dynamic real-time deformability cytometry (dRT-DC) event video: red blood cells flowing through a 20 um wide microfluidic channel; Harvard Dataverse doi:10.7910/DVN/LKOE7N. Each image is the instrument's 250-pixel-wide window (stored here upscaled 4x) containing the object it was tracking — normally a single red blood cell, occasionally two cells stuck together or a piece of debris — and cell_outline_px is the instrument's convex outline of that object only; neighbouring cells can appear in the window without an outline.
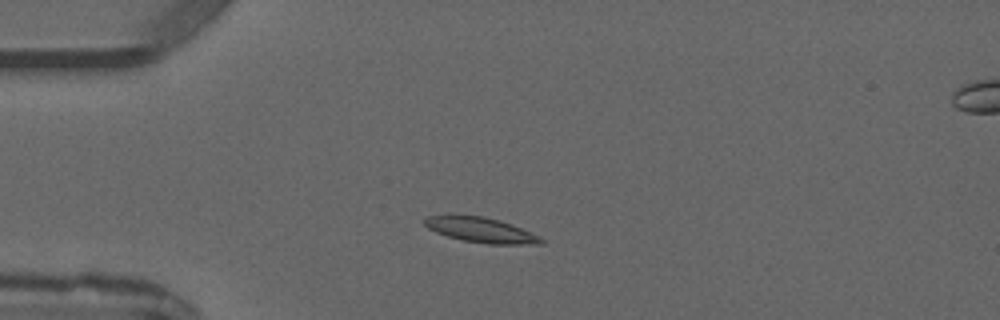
{"species": "common noctule bat (a hibernating species)", "species_latin": "Nyctalus noctula", "temperature_condition": "warm", "stored_images_in_passage": 3, "camera_frame_rate_fps": 3000, "um_per_image_px": 0.085, "animal": {"sex": "male", "forearm_length_mm": 52.5}, "frame": {"image": 1, "passage_image": 2, "time_ms": 1.0, "image_size_px": [1000, 320], "cell_outline_px": [[544, 244], [488, 244], [464, 240], [448, 236], [436, 232], [428, 228], [424, 224], [424, 220], [428, 216], [484, 216], [500, 220], [512, 224], [540, 236], [544, 240]], "centroid_in_image_um": [40.94, 19.56], "position_along_channel_um": 44.1, "area_um2": 16.76}}